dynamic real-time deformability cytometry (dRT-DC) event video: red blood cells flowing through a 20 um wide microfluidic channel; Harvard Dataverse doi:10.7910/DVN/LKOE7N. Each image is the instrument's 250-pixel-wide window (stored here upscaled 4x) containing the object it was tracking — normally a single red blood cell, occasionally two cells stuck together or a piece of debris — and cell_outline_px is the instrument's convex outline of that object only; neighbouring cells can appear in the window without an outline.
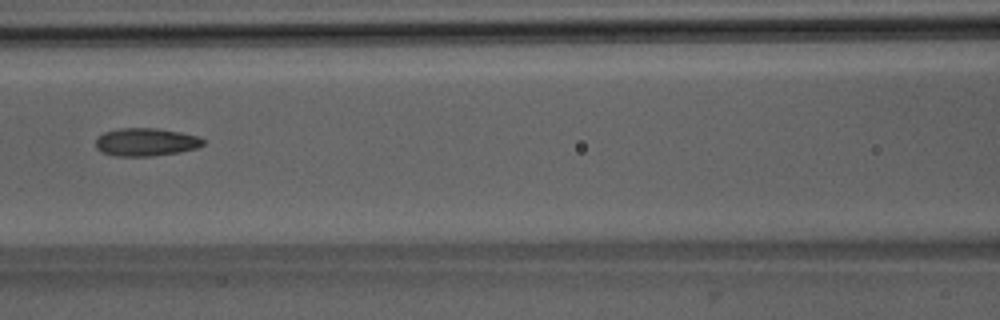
{"species": "Egyptian fruit bat (a non-hibernating species)", "species_latin": "Rousettus aegyptiacus", "temperature_condition": "room temperature", "stored_images_in_passage": 7, "camera_frame_rate_fps": 3000, "um_per_image_px": 0.085, "animal": {"sex": "male"}, "frame": {"image": 1, "passage_image": 7, "time_ms": 7.0, "image_size_px": [1000, 320], "cell_outline_px": [[204, 144], [196, 148], [180, 152], [152, 156], [112, 156], [100, 152], [96, 148], [96, 140], [104, 132], [120, 128], [156, 128], [180, 132], [196, 136], [204, 140]], "centroid_in_image_um": [12.37, 12.08], "position_along_channel_um": 154.2, "area_um2": 17.51}}